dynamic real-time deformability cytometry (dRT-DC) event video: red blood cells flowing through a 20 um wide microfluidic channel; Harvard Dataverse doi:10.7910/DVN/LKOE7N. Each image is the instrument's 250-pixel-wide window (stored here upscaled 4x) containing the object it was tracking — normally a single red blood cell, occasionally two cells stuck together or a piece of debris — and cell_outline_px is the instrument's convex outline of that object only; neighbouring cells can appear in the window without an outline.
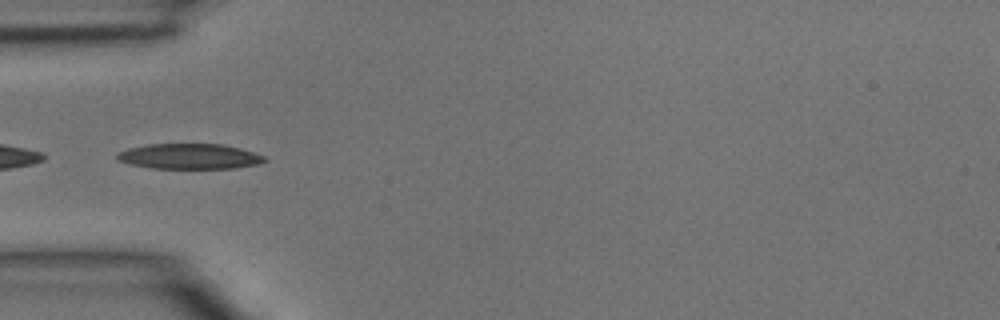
{"species": "common noctule bat (a hibernating species)", "species_latin": "Nyctalus noctula", "temperature_condition": "room temperature", "stored_images_in_passage": 5, "camera_frame_rate_fps": 3000, "um_per_image_px": 0.085, "animal": {"sex": "male", "body_mass_g": 15.6}, "frame": {"image": 1, "passage_image": 4, "time_ms": 1.0, "image_size_px": [1000, 320], "cell_outline_px": [[268, 160], [260, 164], [236, 168], [152, 168], [132, 164], [116, 160], [116, 152], [128, 148], [148, 144], [224, 144], [240, 148], [264, 156]], "centroid_in_image_um": [16.11, 13.29], "position_along_channel_um": 68.9, "area_um2": 21.85}}